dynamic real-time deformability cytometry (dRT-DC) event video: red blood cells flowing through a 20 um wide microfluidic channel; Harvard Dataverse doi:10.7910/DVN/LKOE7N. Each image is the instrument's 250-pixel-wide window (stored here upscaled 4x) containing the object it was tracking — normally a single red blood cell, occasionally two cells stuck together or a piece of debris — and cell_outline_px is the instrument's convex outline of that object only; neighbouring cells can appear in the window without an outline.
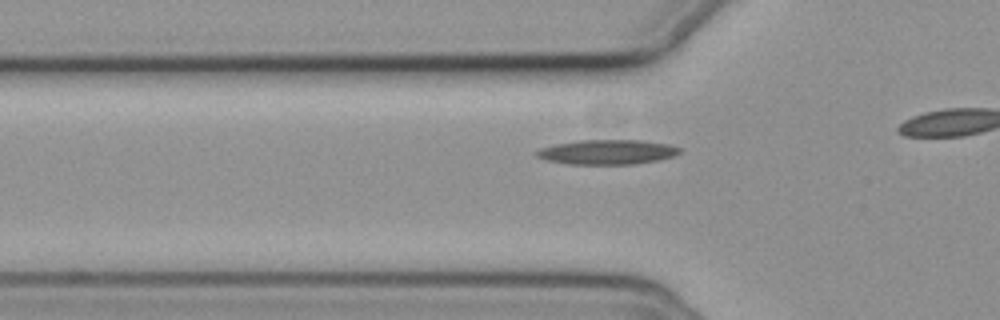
{"species": "common noctule bat (a hibernating species)", "species_latin": "Nyctalus noctula", "temperature_condition": "cold", "stored_images_in_passage": 23, "camera_frame_rate_fps": 3000, "um_per_image_px": 0.085, "animal": {"sex": "female", "body_mass_g": 19.3, "forearm_length_mm": 54.1}, "frame": {"image": 1, "passage_image": 7, "time_ms": 2.0, "image_size_px": [1000, 320], "cell_outline_px": [[680, 152], [672, 156], [660, 160], [632, 164], [568, 164], [544, 160], [536, 156], [532, 152], [540, 148], [556, 144], [580, 140], [640, 140], [668, 144], [680, 148]], "centroid_in_image_um": [51.56, 12.92], "position_along_channel_um": 74.2, "area_um2": 20.63}}
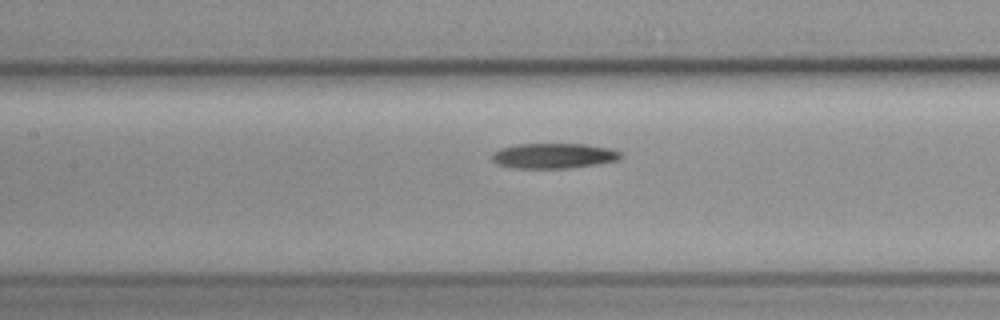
{"frame": {"image": 2, "passage_image": 14, "time_ms": 4.333, "image_size_px": [1000, 320], "cell_outline_px": [[624, 156], [616, 160], [596, 164], [568, 168], [512, 168], [496, 164], [492, 160], [492, 152], [500, 148], [516, 144], [584, 144], [612, 148], [620, 152]], "centroid_in_image_um": [47.03, 13.24], "position_along_channel_um": 160.4, "area_um2": 19.02}}